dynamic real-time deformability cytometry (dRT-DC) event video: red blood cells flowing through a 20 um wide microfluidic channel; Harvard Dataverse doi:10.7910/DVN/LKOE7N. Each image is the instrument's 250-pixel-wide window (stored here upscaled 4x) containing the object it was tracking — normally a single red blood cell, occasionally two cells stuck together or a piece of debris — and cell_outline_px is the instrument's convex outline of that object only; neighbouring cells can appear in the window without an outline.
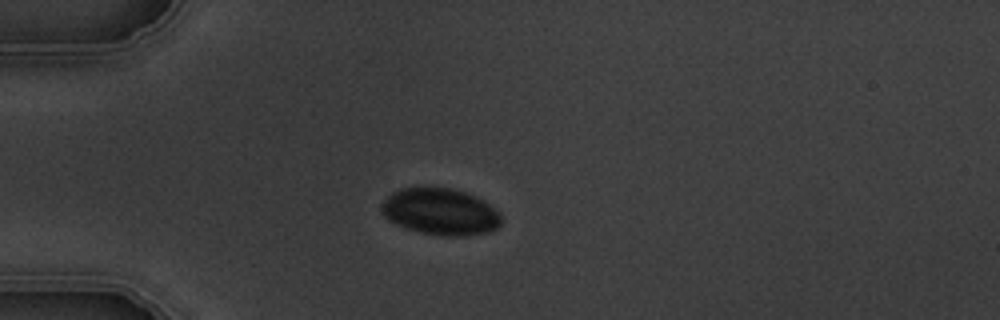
{"species": "common noctule bat (a hibernating species)", "species_latin": "Nyctalus noctula", "temperature_condition": "warm", "stored_images_in_passage": 7, "camera_frame_rate_fps": 3000, "um_per_image_px": 0.085, "animal": {"sex": "male", "body_mass_g": 19.5, "forearm_length_mm": 54.6}, "frame": {"image": 1, "passage_image": 5, "time_ms": 4.667, "image_size_px": [1000, 320], "cell_outline_px": [[500, 224], [496, 228], [488, 232], [464, 236], [448, 236], [420, 232], [396, 224], [388, 220], [380, 212], [380, 204], [392, 192], [400, 188], [452, 188], [476, 196], [496, 208], [500, 212]], "centroid_in_image_um": [37.42, 17.99], "position_along_channel_um": 47.6, "area_um2": 32.54}}